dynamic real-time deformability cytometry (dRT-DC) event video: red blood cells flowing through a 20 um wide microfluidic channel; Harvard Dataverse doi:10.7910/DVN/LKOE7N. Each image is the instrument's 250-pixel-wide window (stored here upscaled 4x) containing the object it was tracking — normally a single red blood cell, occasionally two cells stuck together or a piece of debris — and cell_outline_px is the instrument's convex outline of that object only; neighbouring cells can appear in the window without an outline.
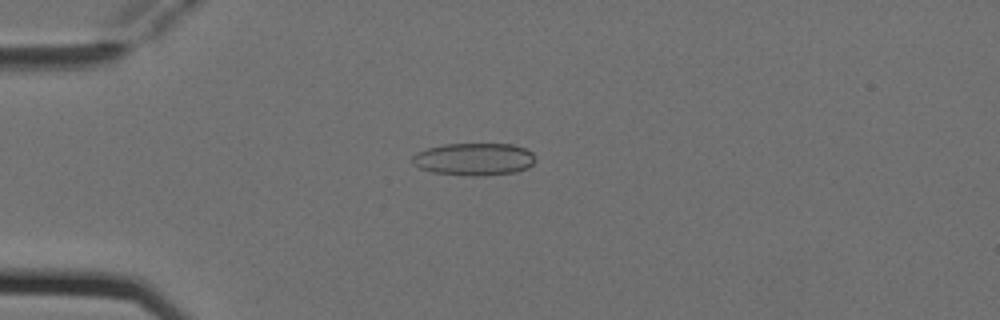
{"species": "Egyptian fruit bat (a non-hibernating species)", "species_latin": "Rousettus aegyptiacus", "temperature_condition": "cold", "stored_images_in_passage": 2, "camera_frame_rate_fps": 3000, "um_per_image_px": 0.085, "animal": {"sex": "female"}, "frame": {"image": 1, "passage_image": 2, "time_ms": 0.333, "image_size_px": [1000, 320], "cell_outline_px": [[536, 160], [528, 168], [516, 172], [484, 176], [472, 176], [432, 172], [420, 168], [412, 160], [412, 156], [416, 152], [428, 148], [444, 144], [512, 144], [524, 148], [532, 152], [536, 156]], "centroid_in_image_um": [40.33, 13.53], "position_along_channel_um": 44.7, "area_um2": 23.35}}